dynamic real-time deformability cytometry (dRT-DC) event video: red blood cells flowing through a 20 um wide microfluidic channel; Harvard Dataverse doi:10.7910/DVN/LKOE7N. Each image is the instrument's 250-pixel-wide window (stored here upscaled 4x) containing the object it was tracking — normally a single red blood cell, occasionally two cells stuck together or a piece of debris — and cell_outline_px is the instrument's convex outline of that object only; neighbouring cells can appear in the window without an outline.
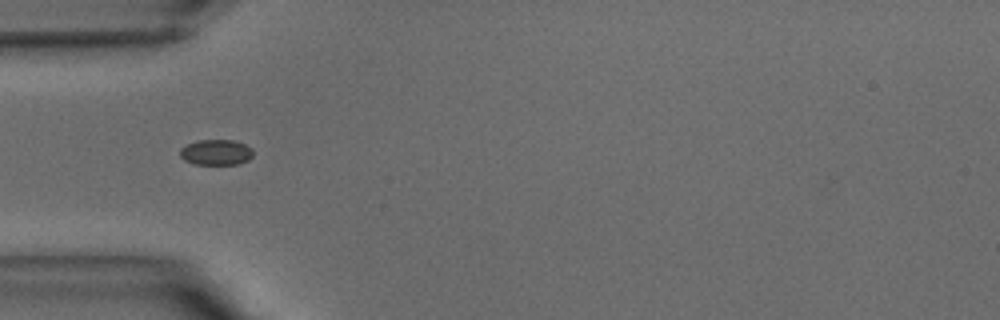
{"species": "common noctule bat (a hibernating species)", "species_latin": "Nyctalus noctula", "temperature_condition": "warm", "stored_images_in_passage": 32, "camera_frame_rate_fps": 3000, "um_per_image_px": 0.085, "animal": {"sex": "male", "body_mass_g": 15.6}, "frame": {"image": 1, "passage_image": 5, "time_ms": 1.333, "image_size_px": [1000, 320], "cell_outline_px": [[252, 156], [248, 160], [236, 164], [196, 164], [184, 160], [180, 156], [180, 148], [196, 140], [236, 140], [252, 148]], "centroid_in_image_um": [18.36, 12.93], "position_along_channel_um": 66.6, "area_um2": 10.87}}
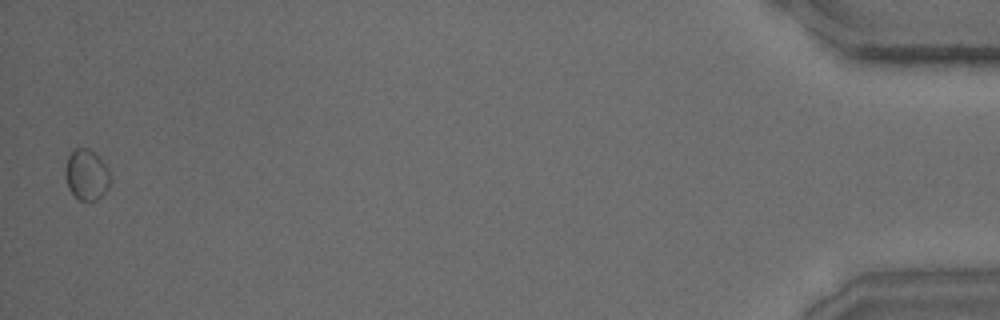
{"frame": {"image": 2, "passage_image": 32, "time_ms": 10.333, "image_size_px": [1000, 320], "cell_outline_px": [[112, 176], [108, 188], [96, 200], [80, 200], [68, 188], [64, 172], [68, 156], [76, 148], [88, 148], [108, 168]], "centroid_in_image_um": [7.36, 14.86], "position_along_channel_um": 427.8, "area_um2": 13.06}}